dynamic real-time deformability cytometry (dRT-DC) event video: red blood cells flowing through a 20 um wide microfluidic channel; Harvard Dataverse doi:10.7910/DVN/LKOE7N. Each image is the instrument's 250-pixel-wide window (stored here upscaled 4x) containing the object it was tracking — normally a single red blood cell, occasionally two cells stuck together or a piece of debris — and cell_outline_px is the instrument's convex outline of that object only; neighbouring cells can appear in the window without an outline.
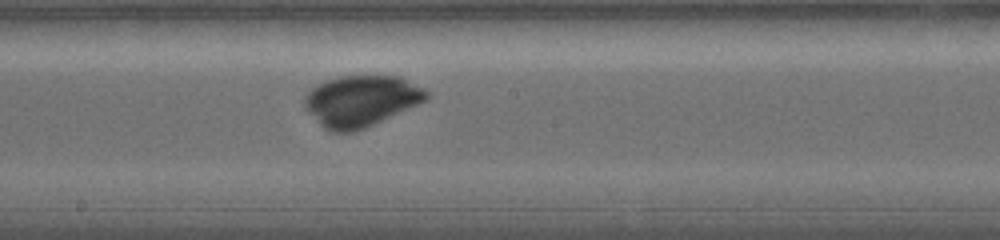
{"species": "common noctule bat (a hibernating species)", "species_latin": "Nyctalus noctula", "temperature_condition": "warm", "stored_images_in_passage": 17, "camera_frame_rate_fps": 5000, "um_per_image_px": 0.085, "animal": {"sex": "female", "body_mass_g": 19.0, "forearm_length_mm": 56.7}, "frame": {"image": 1, "passage_image": 10, "time_ms": 7.0, "image_size_px": [1000, 240], "cell_outline_px": [[428, 96], [424, 100], [416, 104], [364, 128], [352, 132], [332, 132], [324, 128], [308, 112], [304, 104], [304, 96], [312, 88], [328, 80], [340, 76], [396, 76], [424, 88], [428, 92]], "centroid_in_image_um": [30.64, 8.58], "position_along_channel_um": 217.6, "area_um2": 35.43}}
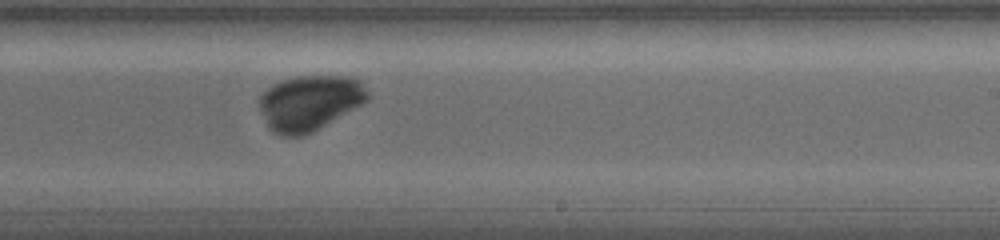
{"frame": {"image": 2, "passage_image": 12, "time_ms": 8.2, "image_size_px": [1000, 240], "cell_outline_px": [[368, 100], [312, 132], [304, 136], [280, 136], [272, 132], [268, 128], [260, 108], [260, 96], [272, 84], [296, 76], [340, 76], [356, 80], [368, 92]], "centroid_in_image_um": [26.26, 8.76], "position_along_channel_um": 262.7, "area_um2": 34.28}}
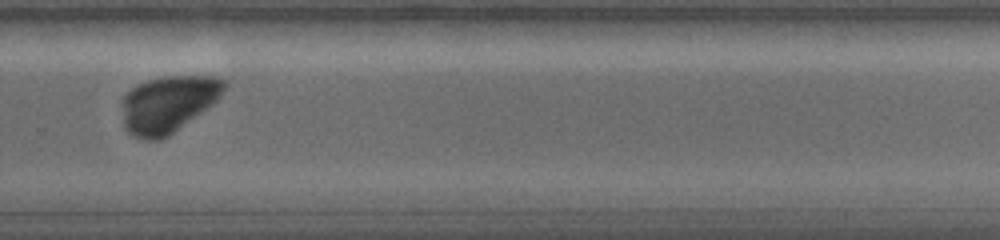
{"frame": {"image": 3, "passage_image": 14, "time_ms": 9.6, "image_size_px": [1000, 240], "cell_outline_px": [[228, 84], [220, 96], [212, 104], [168, 136], [160, 140], [144, 140], [132, 136], [124, 128], [120, 104], [124, 96], [136, 84], [148, 80], [164, 76], [212, 76], [224, 80]], "centroid_in_image_um": [14.24, 8.85], "position_along_channel_um": 315.6, "area_um2": 33.93}}